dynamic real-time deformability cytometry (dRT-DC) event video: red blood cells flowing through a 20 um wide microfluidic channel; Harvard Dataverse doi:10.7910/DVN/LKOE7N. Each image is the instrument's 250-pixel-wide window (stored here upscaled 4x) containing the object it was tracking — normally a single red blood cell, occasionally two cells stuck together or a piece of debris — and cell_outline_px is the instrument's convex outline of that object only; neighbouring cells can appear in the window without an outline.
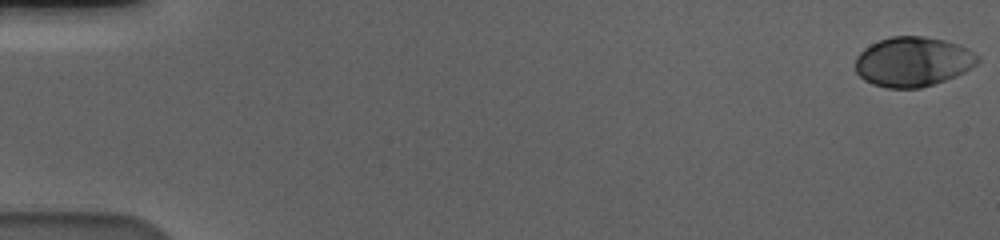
{"species": "human", "species_latin": "Homo sapiens", "temperature_condition": "cold", "stored_images_in_passage": 59, "camera_frame_rate_fps": 3000, "um_per_image_px": 0.085, "donor": {"sex": "male"}, "frame": {"image": 1, "passage_image": 1, "time_ms": 0.0, "image_size_px": [1000, 240], "cell_outline_px": [[980, 60], [976, 64], [964, 72], [956, 76], [920, 88], [888, 88], [872, 84], [864, 80], [856, 72], [856, 56], [864, 48], [880, 40], [892, 36], [924, 36], [944, 40], [968, 48], [980, 56]], "centroid_in_image_um": [77.6, 5.24], "position_along_channel_um": 7.4, "area_um2": 35.37}}
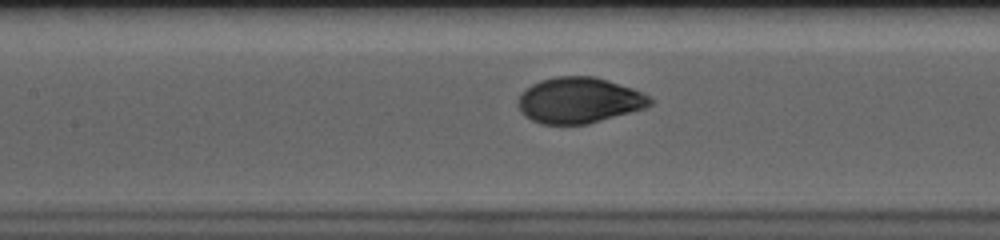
{"frame": {"image": 2, "passage_image": 28, "time_ms": 9.0, "image_size_px": [1000, 240], "cell_outline_px": [[652, 104], [644, 108], [588, 124], [540, 124], [524, 116], [520, 108], [520, 96], [532, 84], [540, 80], [556, 76], [592, 76], [608, 80], [632, 88], [648, 96], [652, 100]], "centroid_in_image_um": [49.23, 8.53], "position_along_channel_um": 158.2, "area_um2": 34.8}}
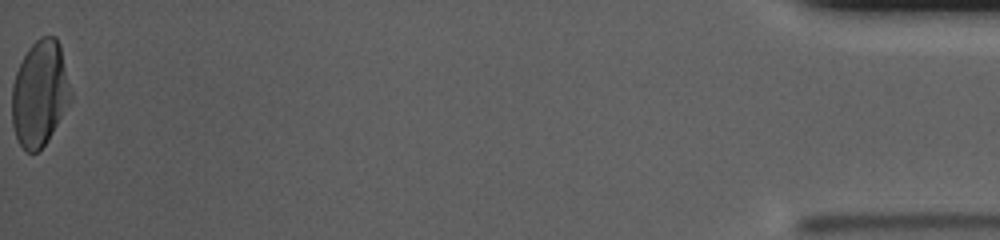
{"frame": {"image": 3, "passage_image": 59, "time_ms": 19.333, "image_size_px": [1000, 240], "cell_outline_px": [[72, 96], [48, 140], [36, 152], [24, 152], [16, 136], [12, 124], [12, 84], [16, 72], [28, 48], [40, 36], [56, 36], [60, 44], [72, 92]], "centroid_in_image_um": [3.37, 7.92], "position_along_channel_um": 431.8, "area_um2": 36.07}, "authors_computed_cell_mechanics": {"area_um2": 35.1424, "velocity_mm_per_s": 3.5757, "shape_relaxation_time_tau1_ms": 3.8747, "shape_relaxation_time_tau2_ms": null, "deformation_change_tau1": 0.154, "deformation_change_tau2": null}}